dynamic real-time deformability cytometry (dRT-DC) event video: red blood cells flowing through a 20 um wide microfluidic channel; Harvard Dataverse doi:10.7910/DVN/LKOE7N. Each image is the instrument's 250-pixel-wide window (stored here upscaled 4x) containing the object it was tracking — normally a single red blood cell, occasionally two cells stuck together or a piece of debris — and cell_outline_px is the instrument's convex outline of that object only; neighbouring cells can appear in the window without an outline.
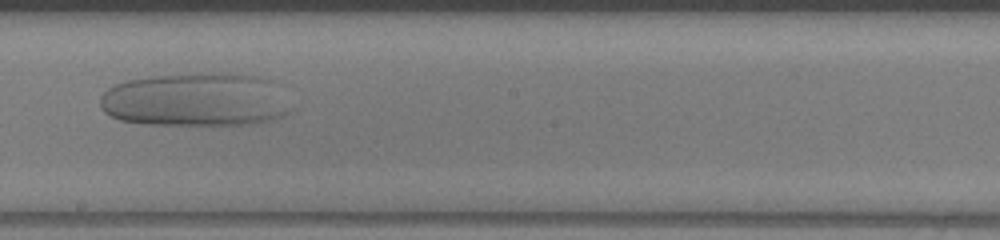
{"species": "human", "species_latin": "Homo sapiens", "temperature_condition": "warm", "stored_images_in_passage": 48, "camera_frame_rate_fps": 3000, "um_per_image_px": 0.085, "donor": {"sex": "female"}, "frame": {"image": 1, "passage_image": 25, "time_ms": 8.0, "image_size_px": [1000, 240], "cell_outline_px": [[296, 108], [292, 112], [284, 116], [272, 120], [248, 124], [148, 124], [120, 120], [104, 112], [100, 108], [100, 96], [108, 88], [116, 84], [128, 80], [148, 76], [200, 72], [228, 72], [260, 76], [272, 80]], "centroid_in_image_um": [16.71, 8.45], "position_along_channel_um": 231.5, "area_um2": 60.81}}
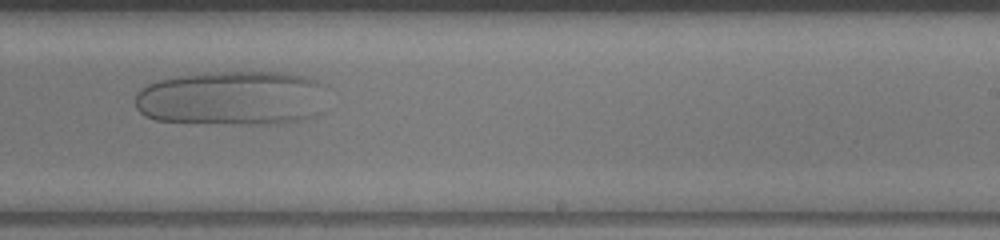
{"frame": {"image": 2, "passage_image": 28, "time_ms": 9.0, "image_size_px": [1000, 240], "cell_outline_px": [[328, 84], [320, 112], [316, 116], [300, 120], [280, 124], [252, 124], [156, 120], [144, 116], [136, 108], [136, 92], [140, 88], [156, 80], [176, 76], [212, 72], [284, 72], [304, 76]], "centroid_in_image_um": [19.78, 8.33], "position_along_channel_um": 269.2, "area_um2": 61.79}}